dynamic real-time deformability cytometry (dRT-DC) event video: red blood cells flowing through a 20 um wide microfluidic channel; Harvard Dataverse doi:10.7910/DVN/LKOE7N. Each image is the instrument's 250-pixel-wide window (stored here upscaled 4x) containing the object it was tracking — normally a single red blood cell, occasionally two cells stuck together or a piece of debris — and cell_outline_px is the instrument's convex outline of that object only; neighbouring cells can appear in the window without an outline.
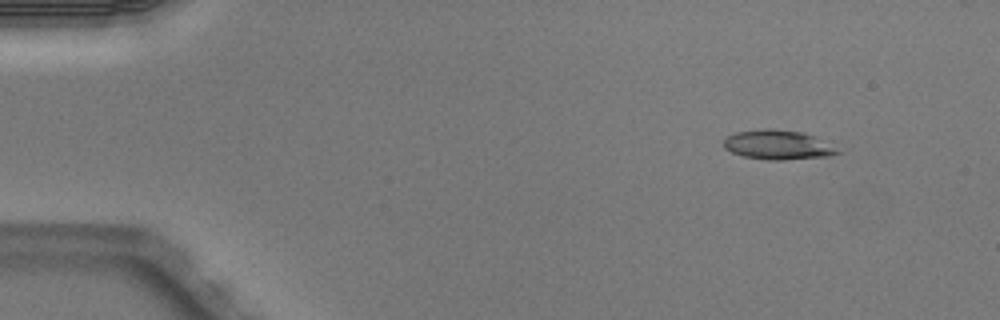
{"species": "Egyptian fruit bat (a non-hibernating species)", "species_latin": "Rousettus aegyptiacus", "temperature_condition": "warm", "stored_images_in_passage": 5, "camera_frame_rate_fps": 3000, "um_per_image_px": 0.085, "animal": {"sex": "male"}, "frame": {"image": 1, "passage_image": 1, "time_ms": 0.0, "image_size_px": [1000, 320], "cell_outline_px": [[844, 152], [828, 156], [780, 160], [768, 160], [744, 156], [732, 152], [724, 148], [724, 140], [728, 136], [736, 132], [764, 128], [772, 128], [800, 132], [812, 136]], "centroid_in_image_um": [66.09, 12.31], "position_along_channel_um": 18.9, "area_um2": 19.25}}
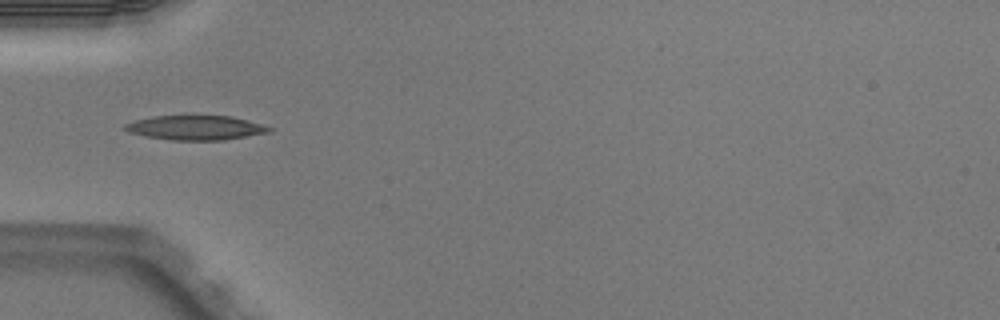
{"frame": {"image": 2, "passage_image": 4, "time_ms": 1.0, "image_size_px": [1000, 320], "cell_outline_px": [[272, 132], [224, 140], [172, 140], [144, 136], [128, 132], [124, 128], [124, 124], [136, 120], [156, 116], [232, 116], [248, 120], [272, 128]], "centroid_in_image_um": [16.64, 10.86], "position_along_channel_um": 68.4, "area_um2": 20.46}}